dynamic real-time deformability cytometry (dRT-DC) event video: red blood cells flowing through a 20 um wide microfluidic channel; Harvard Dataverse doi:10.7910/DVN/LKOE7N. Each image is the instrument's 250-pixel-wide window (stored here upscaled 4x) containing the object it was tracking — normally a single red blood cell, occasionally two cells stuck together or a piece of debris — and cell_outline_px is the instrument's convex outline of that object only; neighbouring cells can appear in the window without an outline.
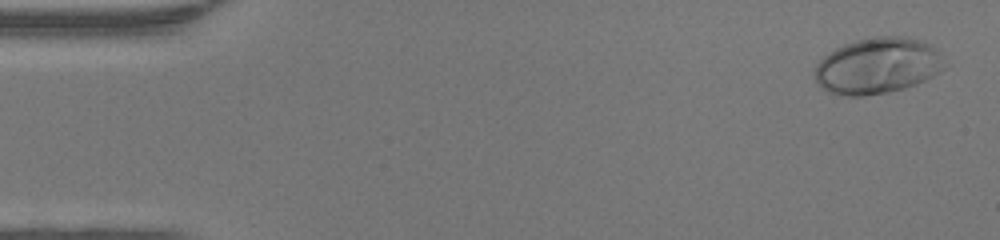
{"species": "human", "species_latin": "Homo sapiens", "temperature_condition": "warm", "stored_images_in_passage": 48, "camera_frame_rate_fps": 3000, "um_per_image_px": 0.085, "donor": {"sex": "female"}, "frame": {"image": 1, "passage_image": 2, "time_ms": 0.333, "image_size_px": [1000, 240], "cell_outline_px": [[944, 68], [940, 72], [916, 84], [904, 88], [888, 92], [864, 96], [848, 96], [828, 92], [816, 80], [816, 64], [824, 56], [836, 48], [844, 44], [856, 40], [876, 36], [900, 36], [916, 40], [928, 44], [936, 48]], "centroid_in_image_um": [74.57, 5.6], "position_along_channel_um": 10.4, "area_um2": 41.79}}
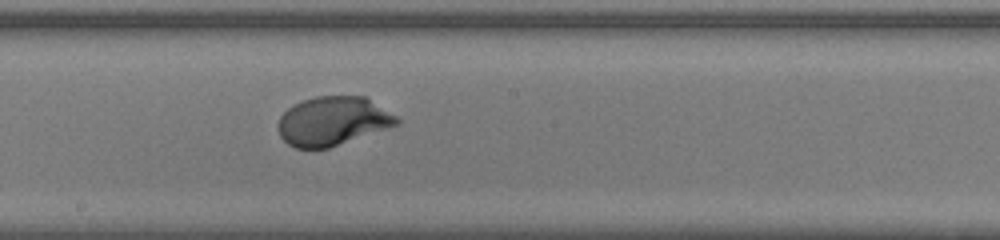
{"frame": {"image": 2, "passage_image": 26, "time_ms": 8.333, "image_size_px": [1000, 240], "cell_outline_px": [[400, 120], [396, 124], [328, 148], [296, 148], [288, 144], [280, 136], [276, 128], [276, 124], [280, 116], [288, 108], [304, 100], [316, 96], [364, 96], [396, 116]], "centroid_in_image_um": [28.21, 10.29], "position_along_channel_um": 220.0, "area_um2": 33.23}}
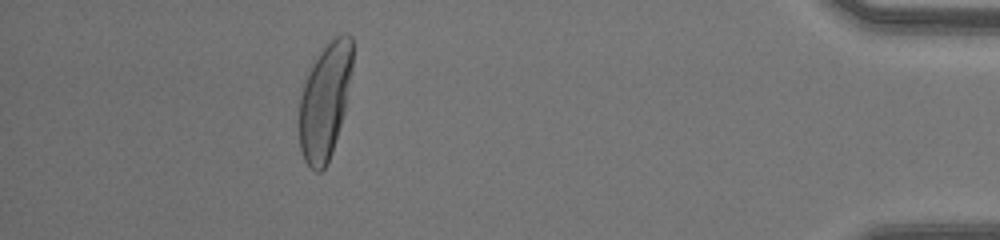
{"frame": {"image": 3, "passage_image": 43, "time_ms": 14.0, "image_size_px": [1000, 240], "cell_outline_px": [[352, 68], [344, 112], [332, 152], [324, 168], [320, 172], [316, 172], [304, 160], [300, 148], [300, 96], [308, 72], [312, 64], [320, 52], [336, 36], [344, 32], [352, 36]], "centroid_in_image_um": [27.62, 8.57], "position_along_channel_um": 407.6, "area_um2": 35.43}, "authors_computed_cell_mechanics": {"area_um2": 34.5355, "velocity_mm_per_s": 4.3239, "shape_relaxation_time_tau1_ms": 2.1231, "shape_relaxation_time_tau2_ms": null, "deformation_change_tau1": 0.185, "deformation_change_tau2": null}}